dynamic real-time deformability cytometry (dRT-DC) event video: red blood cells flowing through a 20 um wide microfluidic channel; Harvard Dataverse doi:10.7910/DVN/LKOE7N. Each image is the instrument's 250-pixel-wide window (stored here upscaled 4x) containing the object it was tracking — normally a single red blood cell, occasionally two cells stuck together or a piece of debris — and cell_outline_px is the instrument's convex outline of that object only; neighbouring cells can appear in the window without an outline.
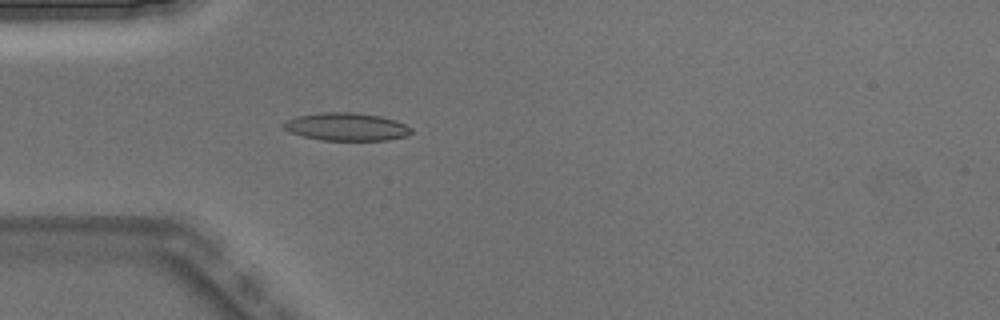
{"species": "Egyptian fruit bat (a non-hibernating species)", "species_latin": "Rousettus aegyptiacus", "temperature_condition": "warm", "stored_images_in_passage": 4, "camera_frame_rate_fps": 3000, "um_per_image_px": 0.085, "animal": {"sex": "male"}, "frame": {"image": 1, "passage_image": 4, "time_ms": 1.0, "image_size_px": [1000, 320], "cell_outline_px": [[412, 132], [408, 136], [388, 140], [320, 140], [304, 136], [292, 132], [284, 128], [284, 124], [288, 120], [296, 116], [324, 112], [356, 112], [380, 116], [396, 120], [412, 128]], "centroid_in_image_um": [29.51, 10.77], "position_along_channel_um": 55.5, "area_um2": 20.63}}